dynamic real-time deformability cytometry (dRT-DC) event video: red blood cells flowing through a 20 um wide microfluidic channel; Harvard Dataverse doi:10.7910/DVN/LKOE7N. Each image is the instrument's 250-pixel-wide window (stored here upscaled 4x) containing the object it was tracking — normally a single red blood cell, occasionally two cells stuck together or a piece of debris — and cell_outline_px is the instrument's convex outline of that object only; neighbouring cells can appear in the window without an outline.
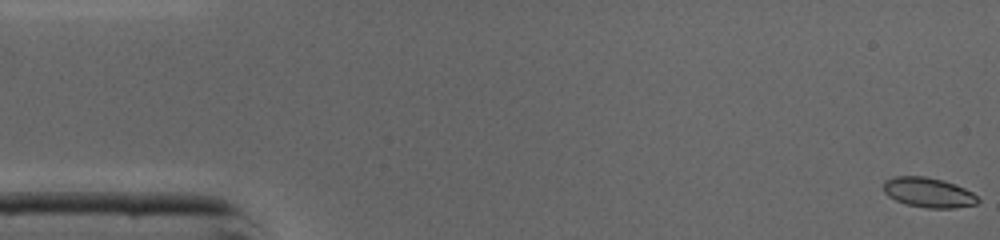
{"species": "common noctule bat (a hibernating species)", "species_latin": "Nyctalus noctula", "temperature_condition": "cold", "stored_images_in_passage": 45, "camera_frame_rate_fps": 3000, "um_per_image_px": 0.085, "animal": {"sex": "male", "body_mass_g": 19.0, "forearm_length_mm": 50.8}, "frame": {"image": 1, "passage_image": 1, "time_ms": 0.0, "image_size_px": [1000, 240], "cell_outline_px": [[980, 200], [976, 204], [952, 208], [928, 208], [904, 204], [888, 196], [884, 192], [884, 180], [896, 176], [924, 176], [944, 180], [956, 184], [972, 192]], "centroid_in_image_um": [78.91, 16.36], "position_along_channel_um": 6.1, "area_um2": 16.47}}
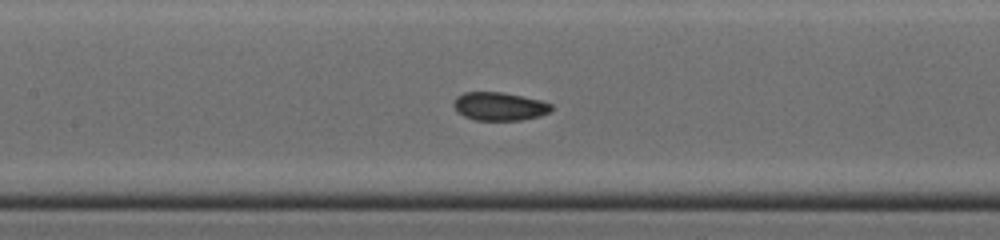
{"frame": {"image": 2, "passage_image": 21, "time_ms": 6.667, "image_size_px": [1000, 240], "cell_outline_px": [[552, 108], [548, 112], [540, 116], [520, 120], [476, 120], [464, 116], [456, 112], [452, 104], [456, 96], [464, 92], [500, 92], [540, 100], [552, 104]], "centroid_in_image_um": [42.4, 9.04], "position_along_channel_um": 165.0, "area_um2": 16.07}}
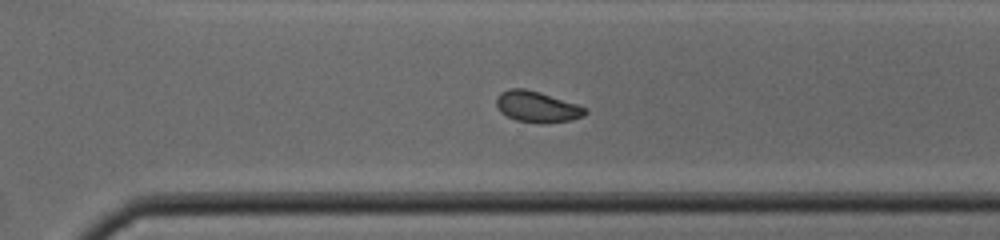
{"frame": {"image": 3, "passage_image": 32, "time_ms": 10.333, "image_size_px": [1000, 240], "cell_outline_px": [[588, 112], [584, 116], [572, 120], [544, 124], [540, 124], [516, 120], [500, 112], [496, 104], [496, 96], [500, 92], [508, 88], [524, 88], [540, 92], [588, 108]], "centroid_in_image_um": [45.65, 9.08], "position_along_channel_um": 325.0, "area_um2": 16.3}, "authors_computed_cell_mechanics": {"area_um2": 16.0106, "velocity_mm_per_s": 4.3659, "shape_relaxation_time_tau1_ms": null, "shape_relaxation_time_tau2_ms": 0.9651, "deformation_change_tau1": null, "deformation_change_tau2": 0.0463}}